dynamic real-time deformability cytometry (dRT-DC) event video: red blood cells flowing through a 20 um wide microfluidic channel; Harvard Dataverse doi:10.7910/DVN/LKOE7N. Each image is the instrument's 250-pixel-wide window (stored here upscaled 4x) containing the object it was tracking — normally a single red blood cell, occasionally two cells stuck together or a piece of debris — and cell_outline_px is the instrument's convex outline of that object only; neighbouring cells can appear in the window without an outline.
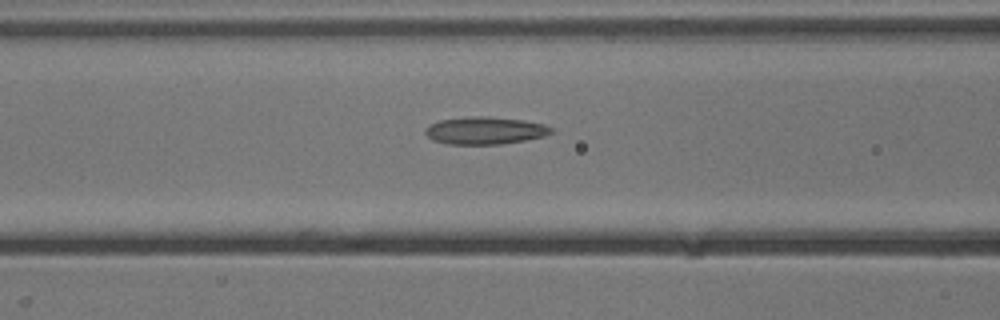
{"species": "common noctule bat (a hibernating species)", "species_latin": "Nyctalus noctula", "temperature_condition": "cold", "stored_images_in_passage": 15, "camera_frame_rate_fps": 3000, "um_per_image_px": 0.085, "animal": {"sex": "male", "body_mass_g": 13.3}, "frame": {"image": 1, "passage_image": 10, "time_ms": 3.0, "image_size_px": [1000, 320], "cell_outline_px": [[552, 132], [544, 136], [524, 140], [500, 144], [448, 144], [432, 140], [424, 132], [424, 128], [440, 120], [472, 116], [488, 116], [524, 120], [544, 124], [552, 128]], "centroid_in_image_um": [41.21, 11.09], "position_along_channel_um": 125.4, "area_um2": 20.06}}
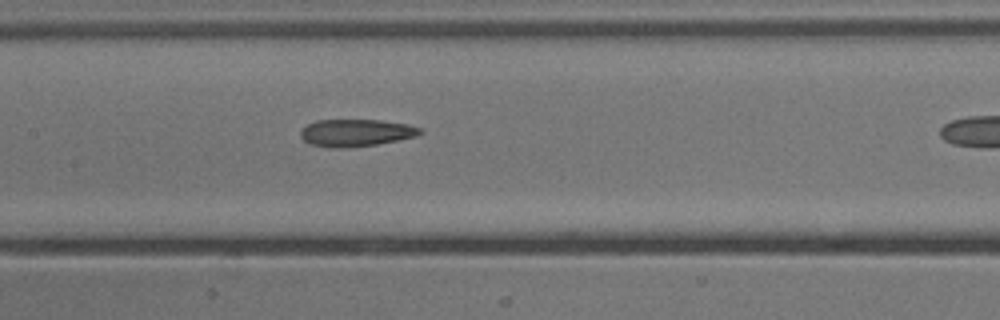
{"frame": {"image": 2, "passage_image": 14, "time_ms": 4.333, "image_size_px": [1000, 320], "cell_outline_px": [[424, 132], [416, 136], [376, 144], [344, 148], [328, 148], [308, 144], [300, 136], [300, 132], [308, 124], [316, 120], [380, 120], [408, 124], [424, 128]], "centroid_in_image_um": [30.26, 11.29], "position_along_channel_um": 177.1, "area_um2": 19.07}}